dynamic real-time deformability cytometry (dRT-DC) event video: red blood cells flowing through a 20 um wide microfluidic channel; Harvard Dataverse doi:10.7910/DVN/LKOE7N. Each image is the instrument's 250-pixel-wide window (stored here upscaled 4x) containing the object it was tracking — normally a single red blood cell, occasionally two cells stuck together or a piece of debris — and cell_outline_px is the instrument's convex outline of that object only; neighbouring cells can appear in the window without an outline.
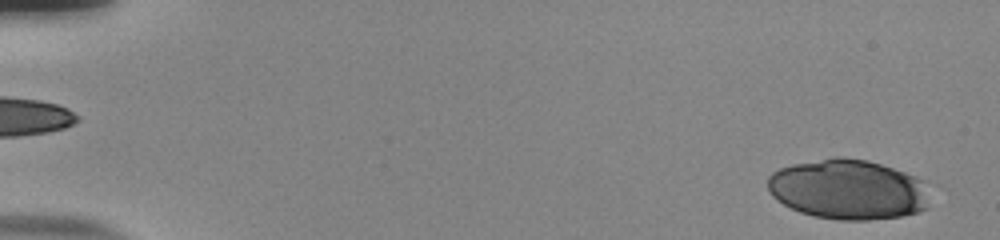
{"species": "human", "species_latin": "Homo sapiens", "temperature_condition": "room temperature", "stored_images_in_passage": 53, "camera_frame_rate_fps": 3000, "um_per_image_px": 0.085, "donor": {"sex": "male"}, "frame": {"image": 1, "passage_image": 2, "time_ms": 0.333, "image_size_px": [1000, 240], "cell_outline_px": [[928, 208], [920, 212], [900, 216], [868, 220], [840, 220], [812, 216], [800, 212], [776, 200], [768, 192], [768, 176], [772, 172], [780, 168], [792, 164], [836, 156], [868, 160], [916, 176], [924, 180]], "centroid_in_image_um": [72.06, 16.1], "position_along_channel_um": 12.9, "area_um2": 56.88}}
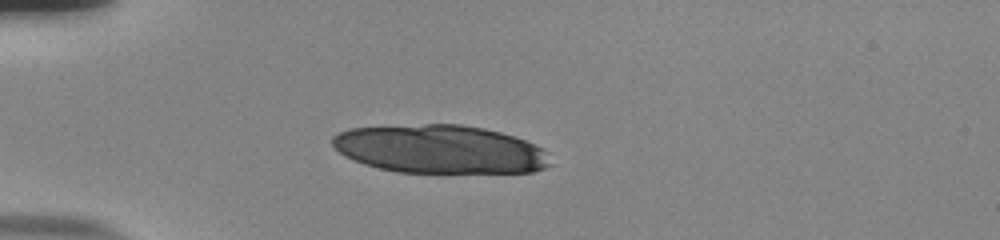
{"frame": {"image": 2, "passage_image": 15, "time_ms": 4.667, "image_size_px": [1000, 240], "cell_outline_px": [[552, 164], [544, 168], [532, 172], [396, 172], [364, 164], [344, 156], [332, 144], [332, 136], [348, 128], [424, 124], [460, 124], [484, 128], [500, 132], [524, 140], [548, 152]], "centroid_in_image_um": [37.39, 12.68], "position_along_channel_um": 47.6, "area_um2": 61.27}}